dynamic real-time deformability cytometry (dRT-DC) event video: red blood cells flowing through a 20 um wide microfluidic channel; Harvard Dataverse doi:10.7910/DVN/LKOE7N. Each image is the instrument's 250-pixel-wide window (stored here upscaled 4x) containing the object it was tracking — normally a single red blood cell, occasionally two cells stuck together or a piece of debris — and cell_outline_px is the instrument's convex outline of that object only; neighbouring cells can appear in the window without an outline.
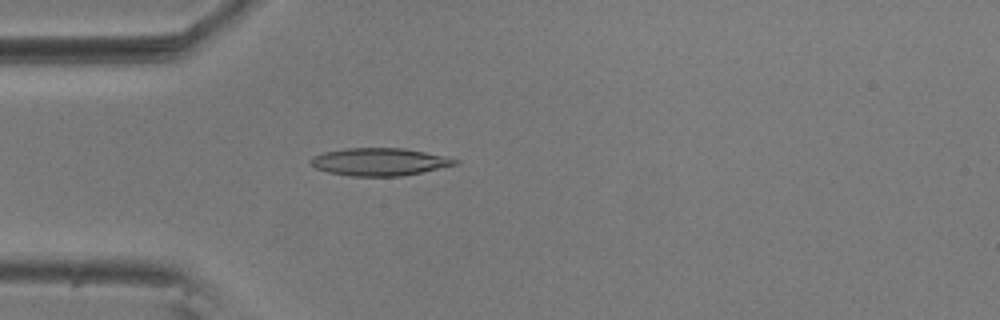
{"species": "common noctule bat (a hibernating species)", "species_latin": "Nyctalus noctula", "temperature_condition": "room temperature", "stored_images_in_passage": 54, "camera_frame_rate_fps": 3000, "um_per_image_px": 0.085, "animal": {"sex": "male", "body_mass_g": 20.5, "forearm_length_mm": 52.5}, "frame": {"image": 1, "passage_image": 14, "time_ms": 4.333, "image_size_px": [1000, 320], "cell_outline_px": [[460, 164], [400, 176], [352, 176], [328, 172], [316, 168], [308, 160], [312, 156], [324, 152], [344, 148], [404, 148], [444, 156], [460, 160]], "centroid_in_image_um": [32.24, 13.75], "position_along_channel_um": 52.8, "area_um2": 23.18}}
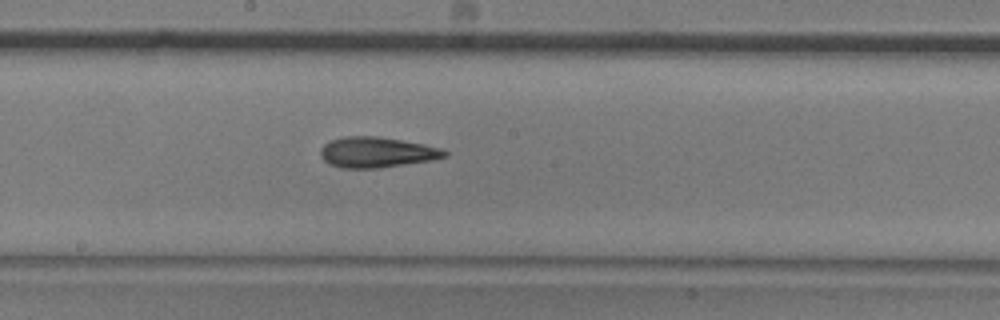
{"frame": {"image": 2, "passage_image": 28, "time_ms": 9.0, "image_size_px": [1000, 320], "cell_outline_px": [[448, 156], [432, 160], [380, 168], [340, 168], [328, 164], [320, 156], [320, 148], [324, 144], [332, 140], [344, 136], [376, 136], [424, 144], [440, 148], [448, 152]], "centroid_in_image_um": [32.0, 12.95], "position_along_channel_um": 216.2, "area_um2": 22.14}}
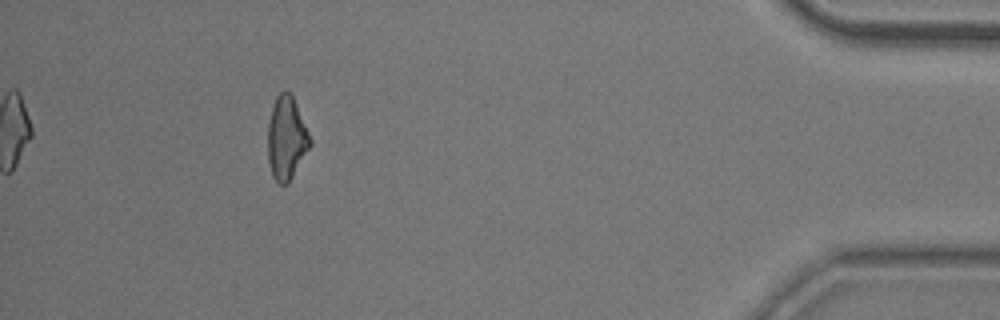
{"frame": {"image": 3, "passage_image": 49, "time_ms": 16.0, "image_size_px": [1000, 320], "cell_outline_px": [[312, 144], [288, 184], [280, 184], [272, 176], [268, 160], [268, 124], [272, 108], [276, 96], [284, 88], [292, 92], [312, 140]], "centroid_in_image_um": [24.36, 11.7], "position_along_channel_um": 410.8, "area_um2": 20.75}, "authors_computed_cell_mechanics": {"area_um2": 21.4438, "velocity_mm_per_s": 3.6314, "shape_relaxation_time_tau1_ms": 5.3339, "shape_relaxation_time_tau2_ms": 3.6218, "deformation_change_tau1": 0.1735, "deformation_change_tau2": 0.1473}}